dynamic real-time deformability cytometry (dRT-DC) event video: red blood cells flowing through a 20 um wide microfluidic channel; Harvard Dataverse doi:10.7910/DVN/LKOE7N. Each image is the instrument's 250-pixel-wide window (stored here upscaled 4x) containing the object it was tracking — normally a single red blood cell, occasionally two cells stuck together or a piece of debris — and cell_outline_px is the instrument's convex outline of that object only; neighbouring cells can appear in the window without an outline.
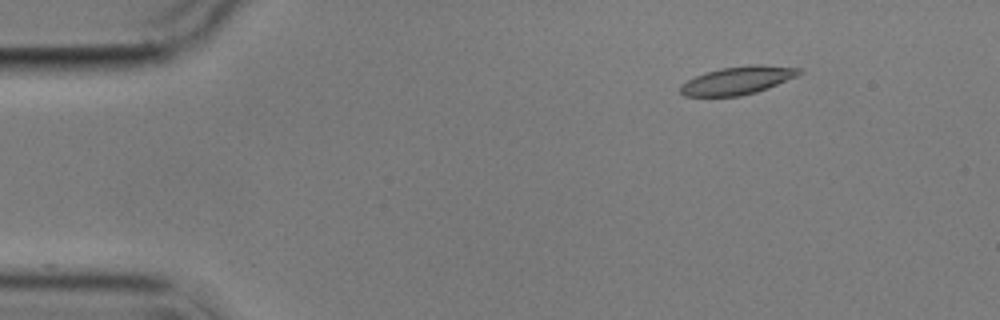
{"species": "common noctule bat (a hibernating species)", "species_latin": "Nyctalus noctula", "temperature_condition": "cold", "stored_images_in_passage": 6, "camera_frame_rate_fps": 3000, "um_per_image_px": 0.085, "animal": {"sex": "male", "body_mass_g": 17.9}, "frame": {"image": 1, "passage_image": 3, "time_ms": 2.333, "image_size_px": [1000, 320], "cell_outline_px": [[804, 72], [796, 76], [768, 88], [756, 92], [740, 96], [684, 96], [680, 92], [680, 84], [696, 76], [720, 68], [748, 64], [760, 64], [800, 68]], "centroid_in_image_um": [62.71, 6.83], "position_along_channel_um": 22.3, "area_um2": 19.36}}
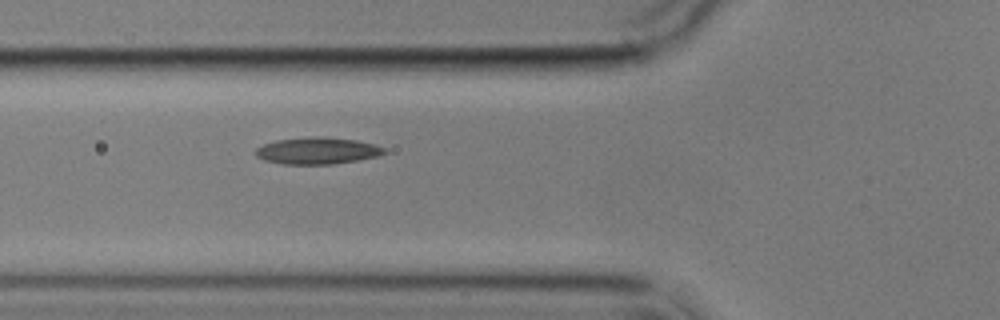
{"frame": {"image": 2, "passage_image": 6, "time_ms": 6.667, "image_size_px": [1000, 320], "cell_outline_px": [[388, 152], [376, 156], [356, 160], [332, 164], [284, 164], [264, 160], [256, 156], [256, 148], [264, 144], [276, 140], [308, 136], [320, 136], [356, 140], [376, 144], [384, 148]], "centroid_in_image_um": [26.97, 12.8], "position_along_channel_um": 98.8, "area_um2": 20.06}}